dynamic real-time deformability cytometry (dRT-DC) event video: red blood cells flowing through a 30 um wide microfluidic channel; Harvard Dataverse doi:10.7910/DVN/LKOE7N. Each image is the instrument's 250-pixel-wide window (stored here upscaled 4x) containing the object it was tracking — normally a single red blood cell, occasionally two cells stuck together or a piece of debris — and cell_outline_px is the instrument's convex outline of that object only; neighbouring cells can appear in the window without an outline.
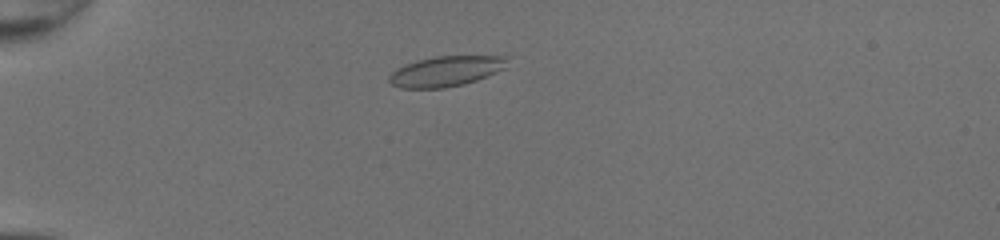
{"species": "common noctule bat (a hibernating species)", "species_latin": "Nyctalus noctula", "temperature_condition": "room temperature", "stored_images_in_passage": 43, "camera_frame_rate_fps": 3000, "um_per_image_px": 0.085, "animal": {"sex": "female", "body_mass_g": 20.0, "forearm_length_mm": 54.0}, "frame": {"image": 1, "passage_image": 8, "time_ms": 2.333, "image_size_px": [1000, 240], "cell_outline_px": [[512, 56], [504, 68], [496, 72], [476, 80], [464, 84], [444, 88], [400, 88], [392, 84], [388, 80], [388, 76], [396, 68], [404, 64], [416, 60], [436, 56]], "centroid_in_image_um": [37.89, 6.04], "position_along_channel_um": 47.1, "area_um2": 20.98}}
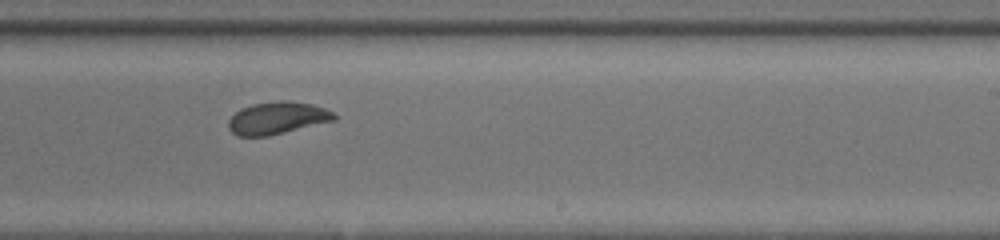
{"frame": {"image": 2, "passage_image": 26, "time_ms": 8.333, "image_size_px": [1000, 240], "cell_outline_px": [[336, 120], [268, 136], [236, 136], [228, 128], [228, 120], [240, 108], [252, 104], [280, 100], [284, 100], [312, 104], [324, 108], [332, 112], [336, 116]], "centroid_in_image_um": [23.54, 10.03], "position_along_channel_um": 265.5, "area_um2": 19.88}}
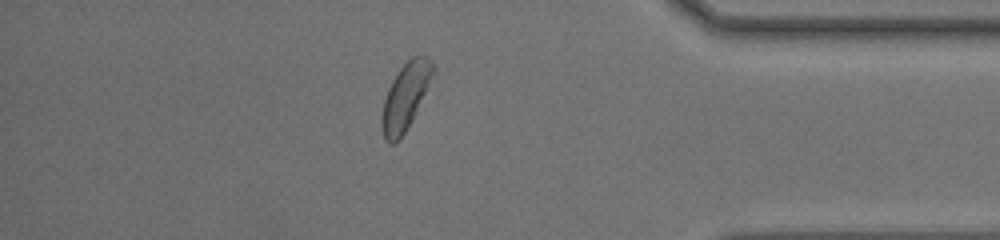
{"frame": {"image": 3, "passage_image": 37, "time_ms": 12.0, "image_size_px": [1000, 240], "cell_outline_px": [[436, 68], [412, 120], [400, 140], [392, 144], [384, 140], [380, 124], [380, 116], [384, 100], [388, 88], [392, 80], [400, 68], [412, 56], [428, 56], [432, 60]], "centroid_in_image_um": [34.43, 8.22], "position_along_channel_um": 400.8, "area_um2": 19.88}, "authors_computed_cell_mechanics": {"area_um2": 20.3456, "velocity_mm_per_s": 4.2859, "shape_relaxation_time_tau1_ms": 5.3281, "shape_relaxation_time_tau2_ms": 1.4861, "deformation_change_tau1": 0.1765, "deformation_change_tau2": 0.0511}}